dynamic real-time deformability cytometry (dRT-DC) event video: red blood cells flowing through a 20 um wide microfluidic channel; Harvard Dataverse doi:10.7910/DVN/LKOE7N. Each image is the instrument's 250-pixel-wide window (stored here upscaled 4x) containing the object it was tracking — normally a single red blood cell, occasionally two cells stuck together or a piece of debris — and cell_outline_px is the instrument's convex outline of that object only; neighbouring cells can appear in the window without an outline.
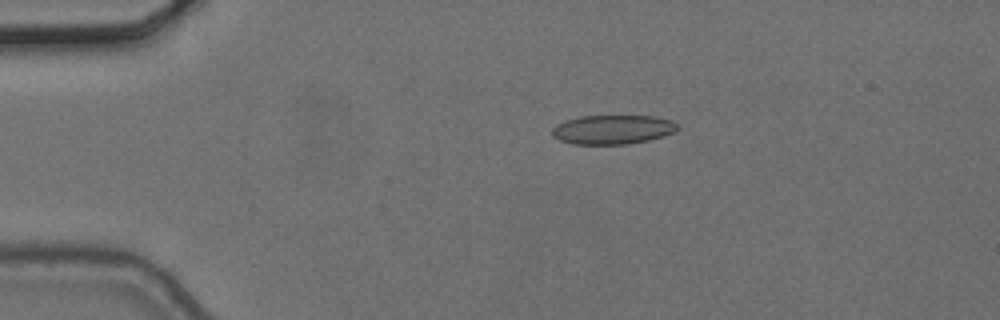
{"species": "common noctule bat (a hibernating species)", "species_latin": "Nyctalus noctula", "temperature_condition": "cold", "stored_images_in_passage": 8, "camera_frame_rate_fps": 3000, "um_per_image_px": 0.085, "animal": {"sex": "female", "body_mass_g": 24.6, "forearm_length_mm": 56.2}, "frame": {"image": 1, "passage_image": 1, "time_ms": 0.0, "image_size_px": [1000, 320], "cell_outline_px": [[680, 128], [664, 136], [648, 140], [628, 144], [572, 144], [560, 140], [552, 136], [552, 128], [556, 124], [564, 120], [580, 116], [652, 116], [672, 120]], "centroid_in_image_um": [52.05, 11.01], "position_along_channel_um": 33.0, "area_um2": 21.39}}
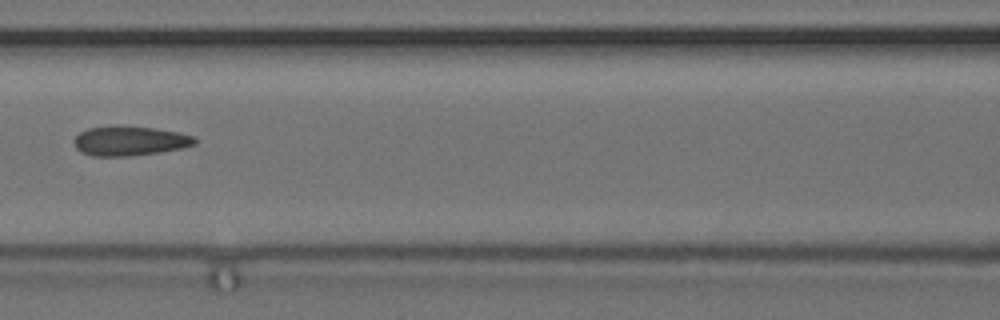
{"frame": {"image": 2, "passage_image": 5, "time_ms": 1.333, "image_size_px": [1000, 320], "cell_outline_px": [[196, 144], [180, 148], [160, 152], [132, 156], [92, 156], [80, 152], [76, 148], [72, 140], [80, 132], [88, 128], [116, 124], [152, 128], [180, 132], [196, 136]], "centroid_in_image_um": [11.0, 11.96], "position_along_channel_um": 155.6, "area_um2": 21.21}}
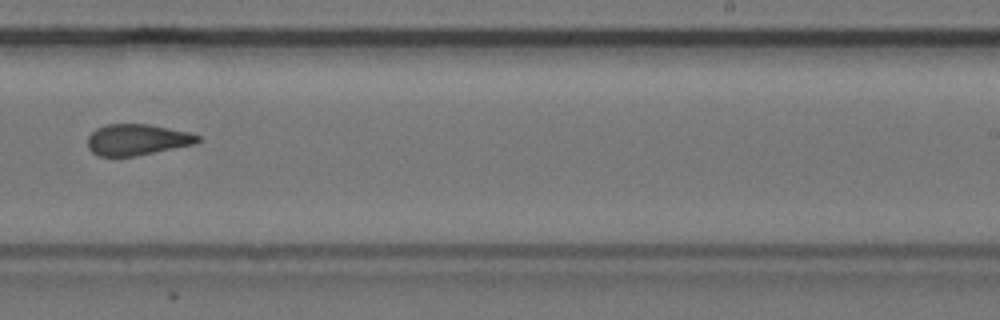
{"frame": {"image": 3, "passage_image": 8, "time_ms": 2.333, "image_size_px": [1000, 320], "cell_outline_px": [[200, 140], [196, 144], [136, 156], [100, 156], [92, 152], [88, 148], [88, 136], [96, 128], [104, 124], [148, 124], [188, 132], [200, 136]], "centroid_in_image_um": [11.65, 11.87], "position_along_channel_um": 277.4, "area_um2": 20.0}}